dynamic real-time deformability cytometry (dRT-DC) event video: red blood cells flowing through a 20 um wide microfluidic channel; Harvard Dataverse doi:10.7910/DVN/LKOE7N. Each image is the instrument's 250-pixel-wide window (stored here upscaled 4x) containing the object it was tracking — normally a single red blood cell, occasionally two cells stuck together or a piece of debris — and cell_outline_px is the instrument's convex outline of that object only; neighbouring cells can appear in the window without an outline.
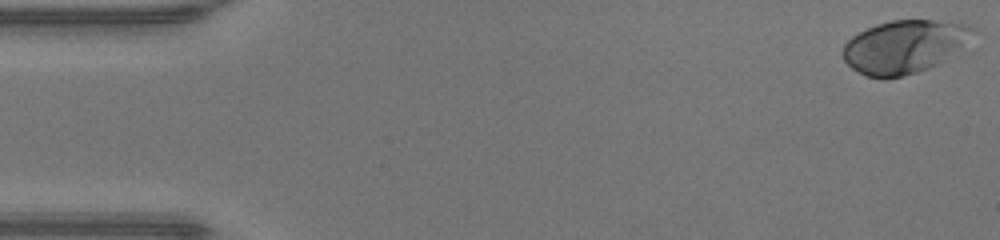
{"species": "human", "species_latin": "Homo sapiens", "temperature_condition": "warm", "stored_images_in_passage": 48, "camera_frame_rate_fps": 3000, "um_per_image_px": 0.085, "donor": {"sex": "male"}, "frame": {"image": 1, "passage_image": 1, "time_ms": 0.0, "image_size_px": [1000, 240], "cell_outline_px": [[972, 28], [960, 44], [940, 64], [916, 72], [900, 76], [868, 76], [852, 68], [844, 60], [840, 52], [844, 44], [852, 36], [876, 24], [892, 20], [932, 20], [968, 24]], "centroid_in_image_um": [76.74, 3.95], "position_along_channel_um": 8.3, "area_um2": 38.78}}
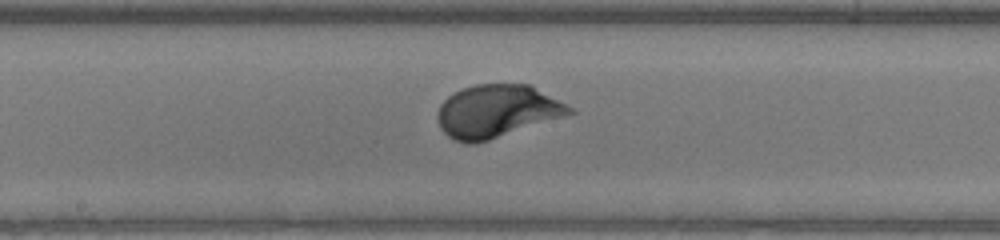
{"frame": {"image": 2, "passage_image": 25, "time_ms": 8.0, "image_size_px": [1000, 240], "cell_outline_px": [[576, 112], [564, 116], [476, 144], [468, 144], [456, 140], [448, 136], [440, 128], [436, 116], [436, 112], [440, 104], [452, 92], [476, 84], [528, 84], [572, 108]], "centroid_in_image_um": [42.16, 9.46], "position_along_channel_um": 206.0, "area_um2": 40.17}}
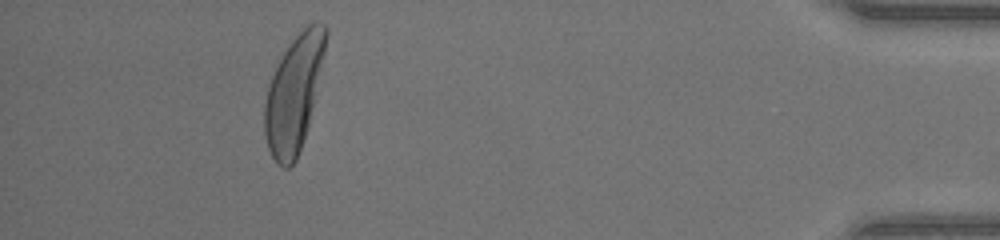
{"frame": {"image": 3, "passage_image": 44, "time_ms": 14.333, "image_size_px": [1000, 240], "cell_outline_px": [[328, 36], [308, 124], [296, 160], [288, 168], [284, 168], [276, 164], [268, 148], [264, 132], [264, 104], [268, 88], [272, 76], [288, 44], [312, 20], [316, 20], [324, 24], [328, 28]], "centroid_in_image_um": [24.97, 7.93], "position_along_channel_um": 410.2, "area_um2": 40.63}, "authors_computed_cell_mechanics": {"area_um2": 39.4196, "velocity_mm_per_s": 4.2609, "shape_relaxation_time_tau1_ms": 2.0675, "shape_relaxation_time_tau2_ms": null, "deformation_change_tau1": 0.1765, "deformation_change_tau2": null}}